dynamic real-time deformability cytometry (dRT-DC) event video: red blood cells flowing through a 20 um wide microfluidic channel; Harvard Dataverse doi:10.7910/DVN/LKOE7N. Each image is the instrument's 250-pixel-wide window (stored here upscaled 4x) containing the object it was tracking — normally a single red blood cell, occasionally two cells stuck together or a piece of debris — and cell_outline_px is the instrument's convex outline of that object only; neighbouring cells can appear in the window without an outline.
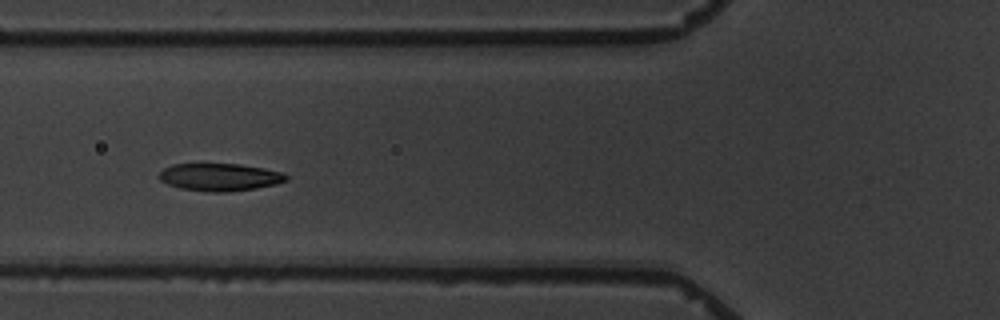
{"species": "common noctule bat (a hibernating species)", "species_latin": "Nyctalus noctula", "temperature_condition": "warm", "stored_images_in_passage": 9, "camera_frame_rate_fps": 3000, "um_per_image_px": 0.085, "animal": {"sex": "male", "body_mass_g": 19.5, "forearm_length_mm": 54.6}, "frame": {"image": 1, "passage_image": 6, "time_ms": 6.0, "image_size_px": [1000, 320], "cell_outline_px": [[288, 180], [276, 184], [256, 188], [228, 192], [212, 192], [180, 188], [168, 184], [160, 180], [156, 176], [164, 168], [172, 164], [240, 164], [264, 168], [280, 172], [288, 176]], "centroid_in_image_um": [18.66, 15.05], "position_along_channel_um": 107.1, "area_um2": 20.4}}
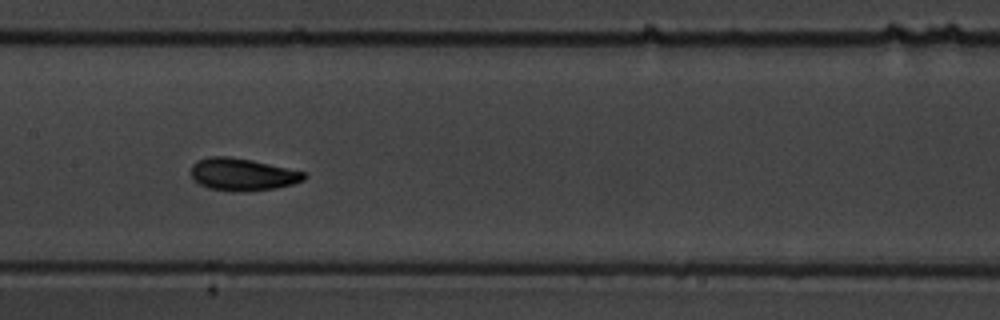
{"frame": {"image": 2, "passage_image": 8, "time_ms": 8.333, "image_size_px": [1000, 320], "cell_outline_px": [[308, 176], [304, 180], [292, 184], [276, 188], [232, 192], [208, 188], [200, 184], [192, 176], [192, 164], [196, 160], [212, 156], [228, 156], [252, 160], [304, 172]], "centroid_in_image_um": [20.6, 14.82], "position_along_channel_um": 186.8, "area_um2": 21.15}}
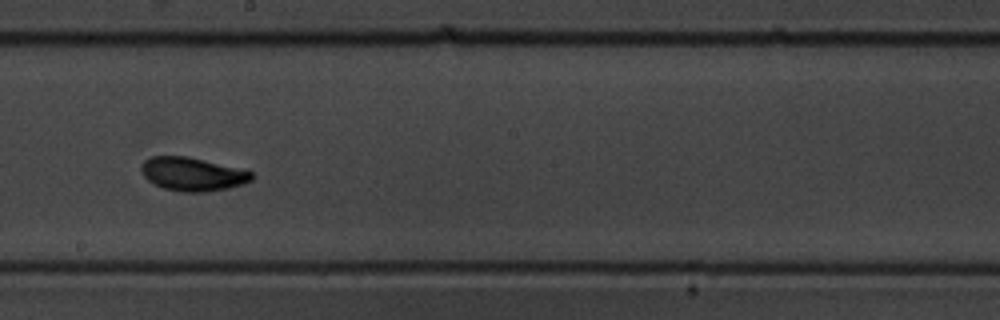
{"frame": {"image": 3, "passage_image": 9, "time_ms": 9.667, "image_size_px": [1000, 320], "cell_outline_px": [[256, 176], [252, 180], [244, 184], [228, 188], [204, 192], [180, 192], [164, 188], [148, 180], [144, 176], [140, 168], [140, 164], [144, 160], [152, 156], [188, 156], [252, 172]], "centroid_in_image_um": [16.35, 14.8], "position_along_channel_um": 231.8, "area_um2": 21.5}}